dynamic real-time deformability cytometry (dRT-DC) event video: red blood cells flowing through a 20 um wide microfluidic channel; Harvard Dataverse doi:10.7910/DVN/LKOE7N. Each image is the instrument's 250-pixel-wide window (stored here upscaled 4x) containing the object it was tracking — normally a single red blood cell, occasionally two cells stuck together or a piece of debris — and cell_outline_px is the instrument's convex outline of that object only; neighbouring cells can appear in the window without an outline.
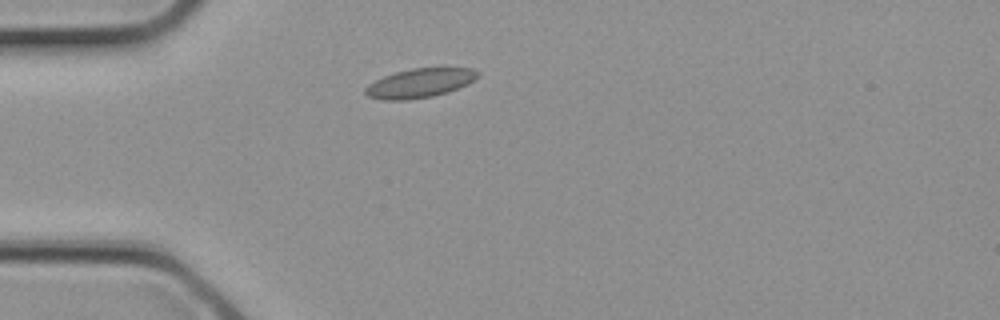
{"species": "common noctule bat (a hibernating species)", "species_latin": "Nyctalus noctula", "temperature_condition": "cold", "stored_images_in_passage": 2, "camera_frame_rate_fps": 3000, "um_per_image_px": 0.085, "animal": {"sex": "female", "body_mass_g": 21.9}, "frame": {"image": 1, "passage_image": 2, "time_ms": 0.333, "image_size_px": [1000, 320], "cell_outline_px": [[480, 76], [468, 84], [448, 92], [432, 96], [408, 100], [380, 100], [368, 96], [364, 92], [364, 88], [368, 84], [384, 76], [396, 72], [412, 68], [472, 68], [480, 72]], "centroid_in_image_um": [35.69, 7.06], "position_along_channel_um": 49.3, "area_um2": 19.19}}